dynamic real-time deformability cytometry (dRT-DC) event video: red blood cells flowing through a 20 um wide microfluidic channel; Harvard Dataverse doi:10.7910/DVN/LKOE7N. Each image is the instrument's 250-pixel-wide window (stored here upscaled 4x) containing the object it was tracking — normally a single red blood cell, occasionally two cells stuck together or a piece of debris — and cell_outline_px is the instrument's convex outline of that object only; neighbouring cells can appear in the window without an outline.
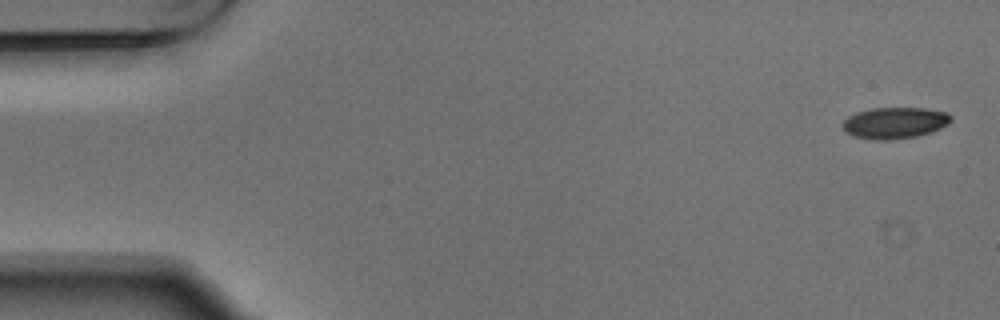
{"species": "Egyptian fruit bat (a non-hibernating species)", "species_latin": "Rousettus aegyptiacus", "temperature_condition": "warm", "stored_images_in_passage": 6, "camera_frame_rate_fps": 3000, "um_per_image_px": 0.085, "animal": {"sex": "male"}, "frame": {"image": 1, "passage_image": 1, "time_ms": 0.0, "image_size_px": [1000, 320], "cell_outline_px": [[952, 120], [948, 124], [940, 128], [916, 136], [884, 140], [876, 140], [856, 136], [844, 132], [840, 124], [848, 116], [856, 112], [872, 108], [924, 108], [948, 112], [952, 116]], "centroid_in_image_um": [76.03, 10.43], "position_along_channel_um": 9.0, "area_um2": 19.77}}
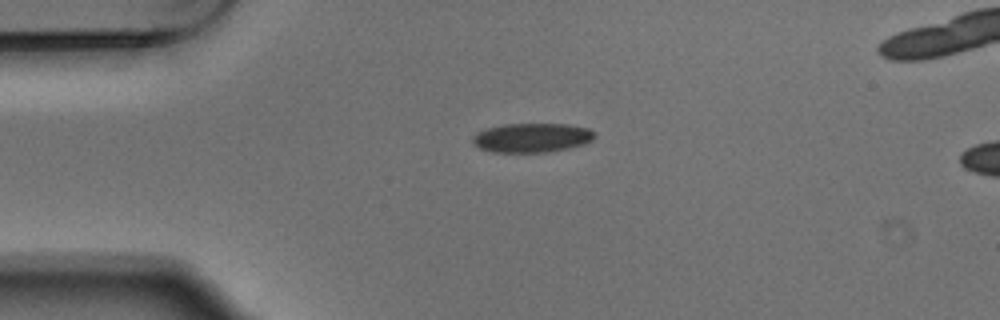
{"frame": {"image": 2, "passage_image": 4, "time_ms": 1.0, "image_size_px": [1000, 320], "cell_outline_px": [[596, 136], [592, 140], [584, 144], [568, 148], [548, 152], [492, 152], [480, 148], [472, 140], [472, 136], [476, 132], [484, 128], [504, 124], [568, 124], [588, 128], [596, 132]], "centroid_in_image_um": [45.22, 11.7], "position_along_channel_um": 39.8, "area_um2": 20.92}}